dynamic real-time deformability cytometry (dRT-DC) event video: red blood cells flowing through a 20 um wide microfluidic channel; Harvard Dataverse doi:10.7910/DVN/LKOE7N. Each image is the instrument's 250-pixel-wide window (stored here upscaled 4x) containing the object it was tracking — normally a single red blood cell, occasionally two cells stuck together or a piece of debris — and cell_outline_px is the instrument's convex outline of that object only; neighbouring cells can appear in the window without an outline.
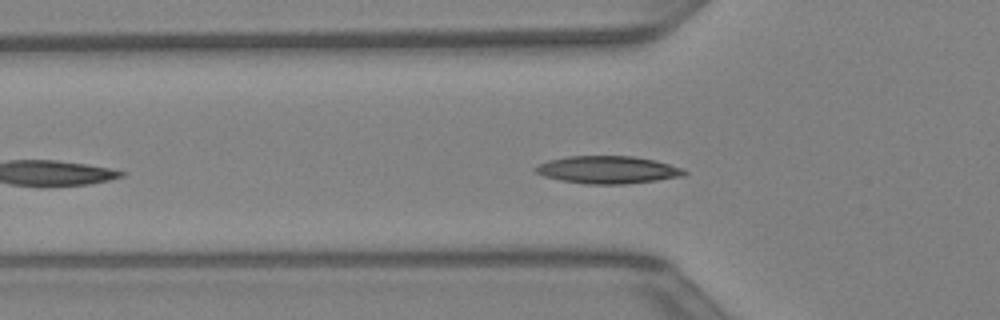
{"species": "Egyptian fruit bat (a non-hibernating species)", "species_latin": "Rousettus aegyptiacus", "temperature_condition": "warm", "stored_images_in_passage": 33, "camera_frame_rate_fps": 3000, "um_per_image_px": 0.085, "animal": {"sex": "female"}, "frame": {"image": 1, "passage_image": 6, "time_ms": 1.667, "image_size_px": [1000, 320], "cell_outline_px": [[688, 172], [684, 176], [656, 180], [624, 184], [584, 184], [560, 180], [544, 176], [536, 172], [532, 168], [548, 160], [568, 156], [632, 156], [656, 160], [680, 168]], "centroid_in_image_um": [51.63, 14.43], "position_along_channel_um": 74.2, "area_um2": 23.81}}
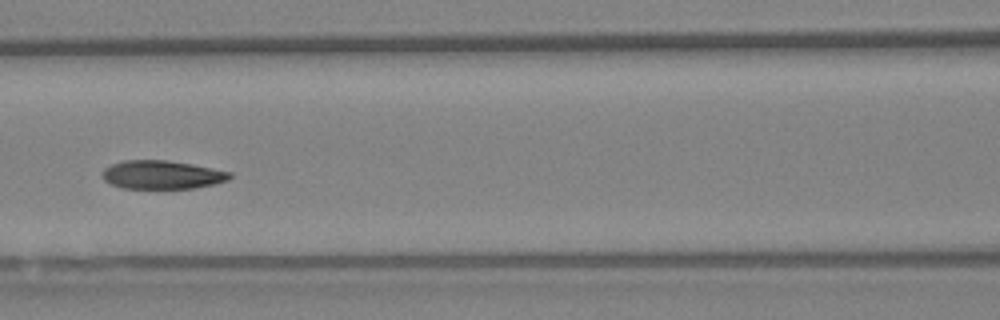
{"frame": {"image": 2, "passage_image": 11, "time_ms": 3.333, "image_size_px": [1000, 320], "cell_outline_px": [[232, 176], [228, 180], [216, 184], [192, 188], [120, 188], [104, 180], [104, 168], [112, 164], [124, 160], [168, 160], [192, 164], [232, 172]], "centroid_in_image_um": [13.8, 14.85], "position_along_channel_um": 152.8, "area_um2": 21.1}}
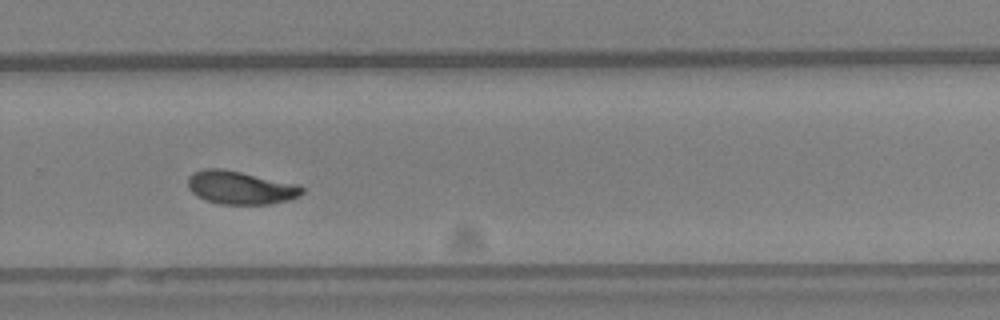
{"frame": {"image": 3, "passage_image": 21, "time_ms": 6.667, "image_size_px": [1000, 320], "cell_outline_px": [[304, 192], [300, 196], [292, 200], [272, 204], [220, 204], [196, 196], [188, 188], [188, 176], [192, 172], [204, 168], [220, 168], [300, 184], [304, 188]], "centroid_in_image_um": [20.47, 15.95], "position_along_channel_um": 309.3, "area_um2": 22.37}}